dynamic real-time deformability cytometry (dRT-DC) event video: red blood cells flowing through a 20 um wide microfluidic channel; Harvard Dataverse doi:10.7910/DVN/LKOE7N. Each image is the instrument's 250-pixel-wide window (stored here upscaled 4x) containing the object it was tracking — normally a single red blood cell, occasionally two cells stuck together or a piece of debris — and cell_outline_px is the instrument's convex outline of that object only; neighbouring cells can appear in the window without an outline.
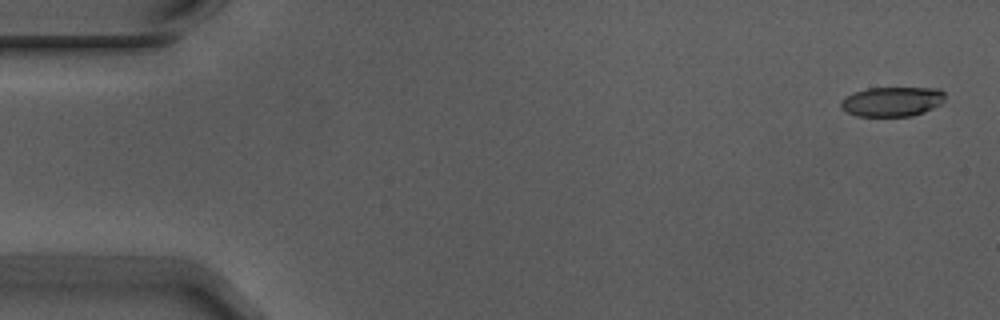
{"species": "Egyptian fruit bat (a non-hibernating species)", "species_latin": "Rousettus aegyptiacus", "temperature_condition": "warm", "stored_images_in_passage": 4, "camera_frame_rate_fps": 3000, "um_per_image_px": 0.085, "animal": {"sex": "male"}, "frame": {"image": 1, "passage_image": 1, "time_ms": 0.0, "image_size_px": [1000, 320], "cell_outline_px": [[944, 100], [940, 104], [924, 112], [912, 116], [856, 116], [840, 108], [840, 100], [852, 92], [868, 88], [940, 88], [944, 92]], "centroid_in_image_um": [75.8, 8.63], "position_along_channel_um": 9.2, "area_um2": 18.09}}